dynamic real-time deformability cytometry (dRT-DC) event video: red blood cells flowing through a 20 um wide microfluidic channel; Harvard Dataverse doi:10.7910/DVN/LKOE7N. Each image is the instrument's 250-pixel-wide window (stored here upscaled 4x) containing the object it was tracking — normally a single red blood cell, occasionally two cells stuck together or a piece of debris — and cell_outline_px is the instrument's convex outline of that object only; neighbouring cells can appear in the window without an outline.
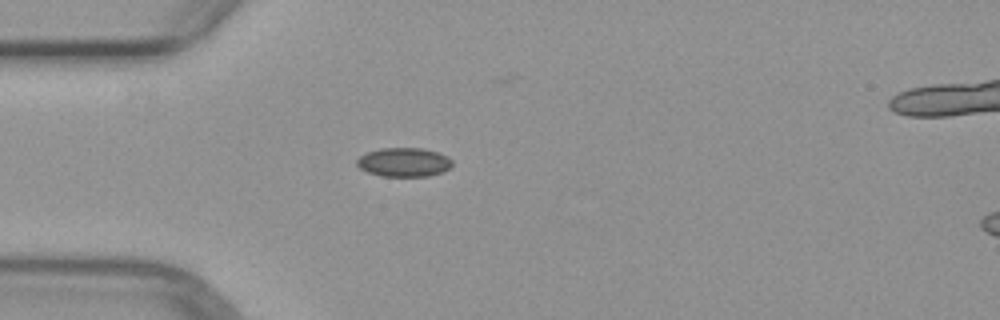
{"species": "common noctule bat (a hibernating species)", "species_latin": "Nyctalus noctula", "temperature_condition": "warm", "stored_images_in_passage": 3, "camera_frame_rate_fps": 3000, "um_per_image_px": 0.085, "animal": {"sex": "female", "body_mass_g": 29.2, "forearm_length_mm": 56.3}, "frame": {"image": 1, "passage_image": 1, "time_ms": 0.0, "image_size_px": [1000, 320], "cell_outline_px": [[452, 164], [444, 172], [428, 176], [380, 176], [368, 172], [360, 168], [356, 164], [356, 160], [360, 156], [368, 152], [380, 148], [424, 148], [440, 152], [448, 156], [452, 160]], "centroid_in_image_um": [34.35, 13.78], "position_along_channel_um": 50.6, "area_um2": 16.24}}